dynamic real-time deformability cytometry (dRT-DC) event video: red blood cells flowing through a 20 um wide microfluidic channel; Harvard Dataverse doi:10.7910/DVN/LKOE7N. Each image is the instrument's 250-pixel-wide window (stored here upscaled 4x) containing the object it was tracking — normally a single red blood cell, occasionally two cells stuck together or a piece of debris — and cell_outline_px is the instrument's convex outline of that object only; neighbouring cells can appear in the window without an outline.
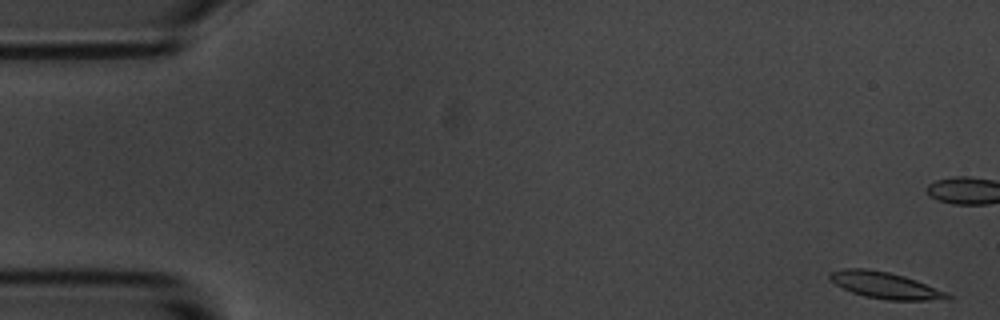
{"species": "common noctule bat (a hibernating species)", "species_latin": "Nyctalus noctula", "temperature_condition": "room temperature", "stored_images_in_passage": 4, "camera_frame_rate_fps": 3000, "um_per_image_px": 0.085, "animal": {"sex": "male", "body_mass_g": 20.1, "forearm_length_mm": 53.5}, "frame": {"image": 1, "passage_image": 1, "time_ms": 0.0, "image_size_px": [1000, 320], "cell_outline_px": [[952, 296], [928, 300], [888, 300], [864, 296], [852, 292], [836, 284], [828, 276], [832, 272], [844, 268], [868, 268], [888, 272], [904, 276], [916, 280], [948, 292]], "centroid_in_image_um": [75.22, 24.24], "position_along_channel_um": 9.8, "area_um2": 17.8}}